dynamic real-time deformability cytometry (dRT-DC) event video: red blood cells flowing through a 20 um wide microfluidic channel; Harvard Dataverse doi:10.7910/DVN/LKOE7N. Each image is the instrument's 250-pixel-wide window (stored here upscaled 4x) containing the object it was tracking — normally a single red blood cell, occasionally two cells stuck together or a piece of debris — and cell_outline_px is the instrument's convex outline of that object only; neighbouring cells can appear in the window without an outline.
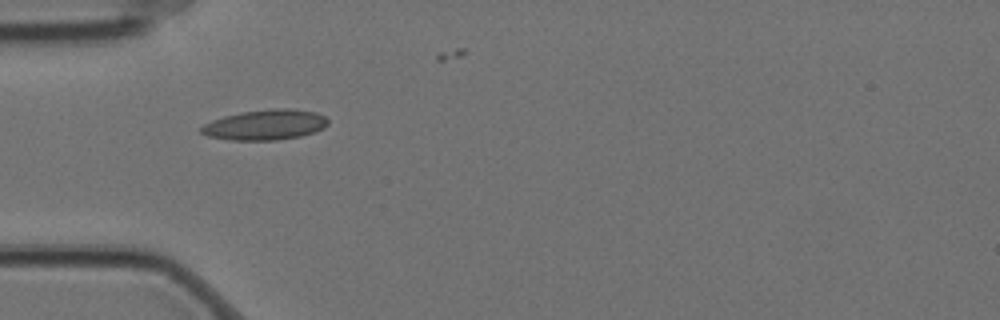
{"species": "Egyptian fruit bat (a non-hibernating species)", "species_latin": "Rousettus aegyptiacus", "temperature_condition": "cold", "stored_images_in_passage": 4, "camera_frame_rate_fps": 3000, "um_per_image_px": 0.085, "animal": {"sex": "female"}, "frame": {"image": 1, "passage_image": 1, "time_ms": 0.0, "image_size_px": [1000, 320], "cell_outline_px": [[328, 124], [324, 128], [316, 132], [300, 136], [276, 140], [232, 140], [208, 136], [200, 132], [200, 128], [204, 124], [212, 120], [224, 116], [240, 112], [272, 108], [292, 108], [316, 112], [324, 116], [328, 120]], "centroid_in_image_um": [22.57, 10.6], "position_along_channel_um": 62.4, "area_um2": 22.54}}
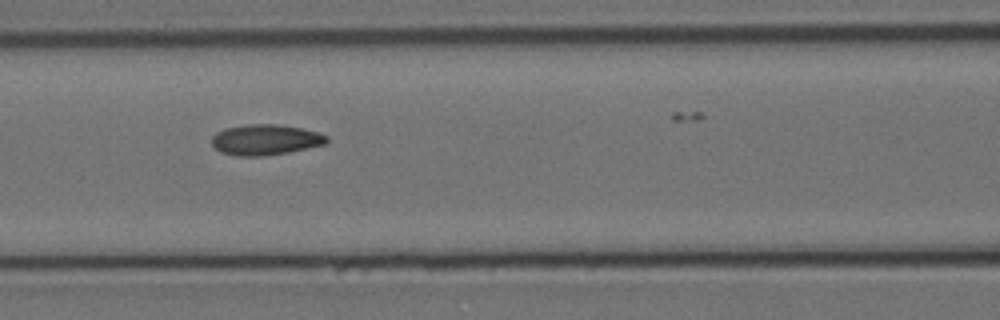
{"frame": {"image": 2, "passage_image": 3, "time_ms": 0.667, "image_size_px": [1000, 320], "cell_outline_px": [[328, 140], [324, 144], [288, 152], [264, 156], [236, 156], [220, 152], [212, 144], [212, 136], [216, 132], [224, 128], [248, 124], [276, 124], [300, 128], [316, 132], [328, 136]], "centroid_in_image_um": [22.51, 11.88], "position_along_channel_um": 144.1, "area_um2": 20.4}}
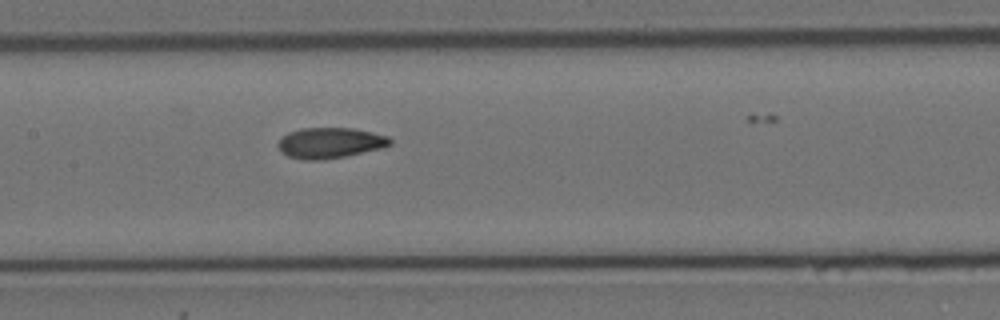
{"frame": {"image": 3, "passage_image": 4, "time_ms": 1.0, "image_size_px": [1000, 320], "cell_outline_px": [[392, 144], [384, 148], [344, 156], [316, 160], [304, 160], [288, 156], [276, 144], [288, 132], [300, 128], [352, 128], [372, 132], [388, 136], [392, 140]], "centroid_in_image_um": [28.09, 12.13], "position_along_channel_um": 179.3, "area_um2": 19.88}}